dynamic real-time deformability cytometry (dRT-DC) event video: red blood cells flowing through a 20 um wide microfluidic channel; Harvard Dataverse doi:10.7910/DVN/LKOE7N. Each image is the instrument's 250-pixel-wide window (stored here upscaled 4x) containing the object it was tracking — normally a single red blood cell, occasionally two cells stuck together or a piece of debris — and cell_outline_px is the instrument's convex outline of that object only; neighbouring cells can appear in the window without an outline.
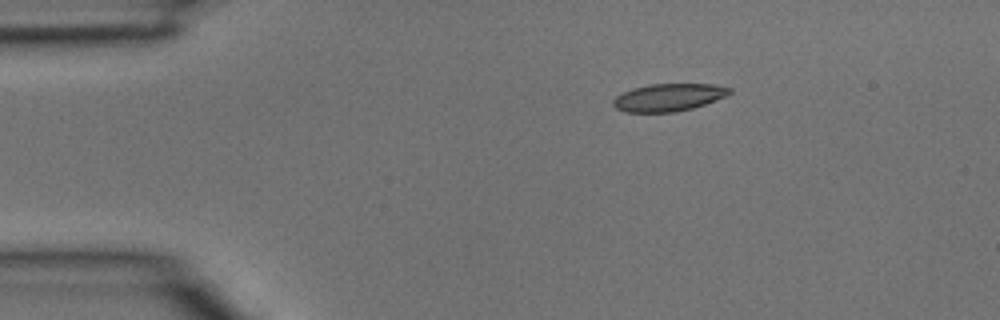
{"species": "common noctule bat (a hibernating species)", "species_latin": "Nyctalus noctula", "temperature_condition": "room temperature", "stored_images_in_passage": 3, "camera_frame_rate_fps": 3000, "um_per_image_px": 0.085, "animal": {"sex": "male", "body_mass_g": 15.6}, "frame": {"image": 1, "passage_image": 1, "time_ms": 0.0, "image_size_px": [1000, 320], "cell_outline_px": [[732, 92], [728, 96], [692, 108], [676, 112], [624, 112], [616, 108], [612, 104], [612, 100], [616, 96], [632, 88], [648, 84], [712, 84], [732, 88]], "centroid_in_image_um": [56.83, 8.27], "position_along_channel_um": 28.2, "area_um2": 18.79}}